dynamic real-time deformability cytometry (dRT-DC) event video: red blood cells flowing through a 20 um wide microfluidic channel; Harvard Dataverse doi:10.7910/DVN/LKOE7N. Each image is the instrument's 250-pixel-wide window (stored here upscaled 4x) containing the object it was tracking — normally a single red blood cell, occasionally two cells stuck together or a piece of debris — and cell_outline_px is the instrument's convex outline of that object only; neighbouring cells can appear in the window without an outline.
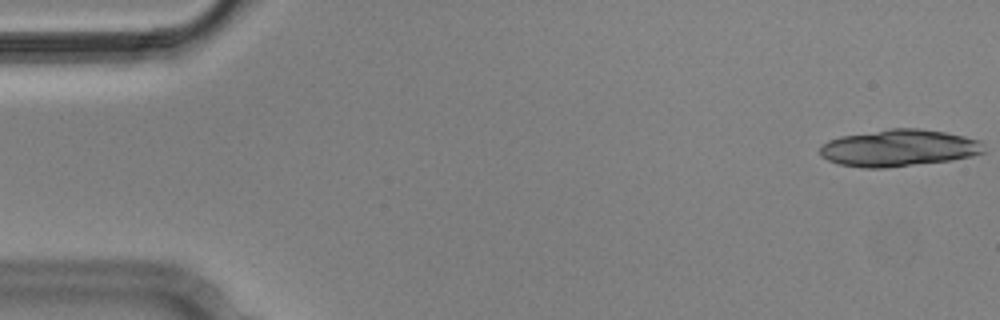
{"species": "Egyptian fruit bat (a non-hibernating species)", "species_latin": "Rousettus aegyptiacus", "temperature_condition": "cold", "stored_images_in_passage": 5, "camera_frame_rate_fps": 3000, "um_per_image_px": 0.085, "animal": {"sex": "male"}, "frame": {"image": 1, "passage_image": 1, "time_ms": 0.0, "image_size_px": [1000, 320], "cell_outline_px": [[984, 152], [972, 156], [952, 160], [884, 168], [864, 168], [840, 164], [828, 160], [820, 156], [820, 148], [828, 140], [840, 136], [888, 128], [920, 128], [944, 132], [964, 136], [980, 140]], "centroid_in_image_um": [76.38, 12.57], "position_along_channel_um": 8.6, "area_um2": 35.26}}